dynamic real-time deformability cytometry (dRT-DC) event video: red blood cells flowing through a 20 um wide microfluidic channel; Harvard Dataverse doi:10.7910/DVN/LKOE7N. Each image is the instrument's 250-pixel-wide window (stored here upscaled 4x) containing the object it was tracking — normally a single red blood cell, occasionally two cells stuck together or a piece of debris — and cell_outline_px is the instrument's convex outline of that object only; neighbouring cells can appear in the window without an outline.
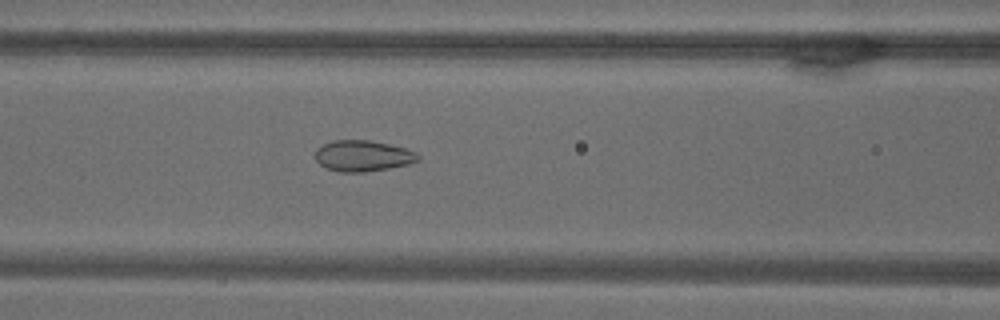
{"species": "common noctule bat (a hibernating species)", "species_latin": "Nyctalus noctula", "temperature_condition": "warm", "stored_images_in_passage": 70, "camera_frame_rate_fps": 3000, "um_per_image_px": 0.085, "animal": {"sex": "male", "body_mass_g": 18.8}, "frame": {"image": 1, "passage_image": 30, "time_ms": 9.667, "image_size_px": [1000, 320], "cell_outline_px": [[420, 160], [408, 164], [388, 168], [364, 172], [340, 172], [324, 168], [316, 160], [316, 148], [332, 140], [372, 140], [404, 148], [416, 152], [420, 156]], "centroid_in_image_um": [30.83, 13.25], "position_along_channel_um": 135.8, "area_um2": 18.61}}
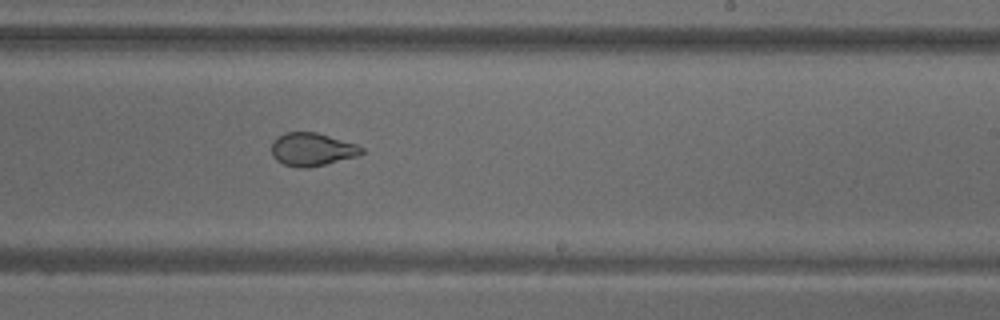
{"frame": {"image": 2, "passage_image": 43, "time_ms": 14.0, "image_size_px": [1000, 320], "cell_outline_px": [[364, 152], [356, 156], [308, 168], [296, 168], [284, 164], [276, 160], [272, 156], [272, 144], [276, 136], [288, 132], [316, 132], [356, 144], [364, 148]], "centroid_in_image_um": [26.5, 12.7], "position_along_channel_um": 262.5, "area_um2": 17.28}}
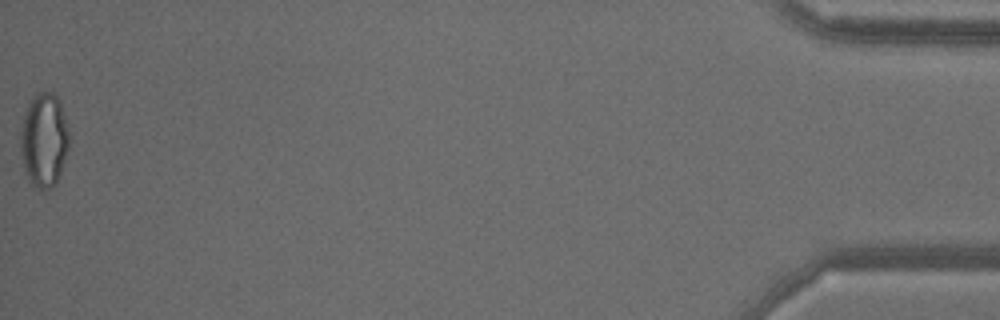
{"frame": {"image": 3, "passage_image": 70, "time_ms": 23.0, "image_size_px": [1000, 320], "cell_outline_px": [[68, 148], [60, 176], [56, 184], [52, 188], [44, 192], [40, 192], [32, 188], [24, 172], [20, 152], [20, 132], [24, 112], [28, 104], [40, 92], [52, 92], [60, 100], [68, 128]], "centroid_in_image_um": [3.72, 12.0], "position_along_channel_um": 431.5, "area_um2": 27.28}}